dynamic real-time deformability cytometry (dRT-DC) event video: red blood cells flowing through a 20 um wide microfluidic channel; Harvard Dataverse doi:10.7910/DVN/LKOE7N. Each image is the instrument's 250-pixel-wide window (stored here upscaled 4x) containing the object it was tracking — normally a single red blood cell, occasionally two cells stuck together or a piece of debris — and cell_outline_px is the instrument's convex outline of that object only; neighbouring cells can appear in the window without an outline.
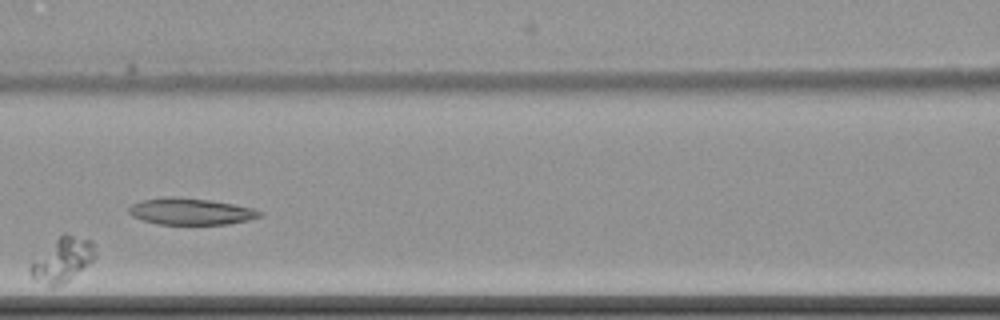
{"species": "common noctule bat (a hibernating species)", "species_latin": "Nyctalus noctula", "temperature_condition": "cold", "stored_images_in_passage": 10, "camera_frame_rate_fps": 3000, "um_per_image_px": 0.085, "animal": {"sex": "female", "body_mass_g": 22.7, "forearm_length_mm": 54.2}, "frame": {"image": 1, "passage_image": 9, "time_ms": 9.667, "image_size_px": [1000, 320], "cell_outline_px": [[96, 256], [88, 264], [68, 280], [60, 284], [48, 284], [32, 280], [28, 276], [28, 272], [32, 260], [60, 236], [72, 236], [92, 240]], "centroid_in_image_um": [5.26, 22.11], "position_along_channel_um": 161.3, "area_um2": 16.01}}